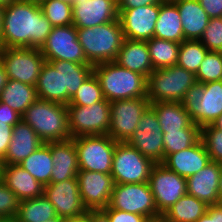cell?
Masks as SVG:
<instances>
[{"mask_svg": "<svg viewBox=\"0 0 222 222\" xmlns=\"http://www.w3.org/2000/svg\"><path fill=\"white\" fill-rule=\"evenodd\" d=\"M208 205L194 196L185 194L163 215L170 222H196L207 211Z\"/></svg>", "mask_w": 222, "mask_h": 222, "instance_id": "cell-34", "label": "cell"}, {"mask_svg": "<svg viewBox=\"0 0 222 222\" xmlns=\"http://www.w3.org/2000/svg\"><path fill=\"white\" fill-rule=\"evenodd\" d=\"M38 99L35 86L8 79L0 93V101L21 116Z\"/></svg>", "mask_w": 222, "mask_h": 222, "instance_id": "cell-30", "label": "cell"}, {"mask_svg": "<svg viewBox=\"0 0 222 222\" xmlns=\"http://www.w3.org/2000/svg\"><path fill=\"white\" fill-rule=\"evenodd\" d=\"M199 41L209 50L222 52V17L210 18Z\"/></svg>", "mask_w": 222, "mask_h": 222, "instance_id": "cell-42", "label": "cell"}, {"mask_svg": "<svg viewBox=\"0 0 222 222\" xmlns=\"http://www.w3.org/2000/svg\"><path fill=\"white\" fill-rule=\"evenodd\" d=\"M154 37L182 43L184 39L182 22L177 6L172 2L159 4V16L154 29Z\"/></svg>", "mask_w": 222, "mask_h": 222, "instance_id": "cell-27", "label": "cell"}, {"mask_svg": "<svg viewBox=\"0 0 222 222\" xmlns=\"http://www.w3.org/2000/svg\"><path fill=\"white\" fill-rule=\"evenodd\" d=\"M180 13L184 39L199 40L206 29L209 16L198 0H177L173 2Z\"/></svg>", "mask_w": 222, "mask_h": 222, "instance_id": "cell-26", "label": "cell"}, {"mask_svg": "<svg viewBox=\"0 0 222 222\" xmlns=\"http://www.w3.org/2000/svg\"><path fill=\"white\" fill-rule=\"evenodd\" d=\"M90 222H110L109 217L101 210H89Z\"/></svg>", "mask_w": 222, "mask_h": 222, "instance_id": "cell-50", "label": "cell"}, {"mask_svg": "<svg viewBox=\"0 0 222 222\" xmlns=\"http://www.w3.org/2000/svg\"><path fill=\"white\" fill-rule=\"evenodd\" d=\"M45 222H65V219L60 218V217L57 216V217H55L53 219H50V220H47Z\"/></svg>", "mask_w": 222, "mask_h": 222, "instance_id": "cell-59", "label": "cell"}, {"mask_svg": "<svg viewBox=\"0 0 222 222\" xmlns=\"http://www.w3.org/2000/svg\"><path fill=\"white\" fill-rule=\"evenodd\" d=\"M148 183L159 214H164L187 194L186 178L167 169L162 163L153 166Z\"/></svg>", "mask_w": 222, "mask_h": 222, "instance_id": "cell-13", "label": "cell"}, {"mask_svg": "<svg viewBox=\"0 0 222 222\" xmlns=\"http://www.w3.org/2000/svg\"><path fill=\"white\" fill-rule=\"evenodd\" d=\"M40 7L53 27L73 25L71 3L61 0H44Z\"/></svg>", "mask_w": 222, "mask_h": 222, "instance_id": "cell-39", "label": "cell"}, {"mask_svg": "<svg viewBox=\"0 0 222 222\" xmlns=\"http://www.w3.org/2000/svg\"><path fill=\"white\" fill-rule=\"evenodd\" d=\"M0 179L20 201L43 195L44 186L19 164L1 165Z\"/></svg>", "mask_w": 222, "mask_h": 222, "instance_id": "cell-24", "label": "cell"}, {"mask_svg": "<svg viewBox=\"0 0 222 222\" xmlns=\"http://www.w3.org/2000/svg\"><path fill=\"white\" fill-rule=\"evenodd\" d=\"M209 18L222 17V0H198Z\"/></svg>", "mask_w": 222, "mask_h": 222, "instance_id": "cell-47", "label": "cell"}, {"mask_svg": "<svg viewBox=\"0 0 222 222\" xmlns=\"http://www.w3.org/2000/svg\"><path fill=\"white\" fill-rule=\"evenodd\" d=\"M208 51L199 40H184L180 43L177 65L196 75Z\"/></svg>", "mask_w": 222, "mask_h": 222, "instance_id": "cell-37", "label": "cell"}, {"mask_svg": "<svg viewBox=\"0 0 222 222\" xmlns=\"http://www.w3.org/2000/svg\"><path fill=\"white\" fill-rule=\"evenodd\" d=\"M35 88L38 99L62 104L61 66L45 61Z\"/></svg>", "mask_w": 222, "mask_h": 222, "instance_id": "cell-31", "label": "cell"}, {"mask_svg": "<svg viewBox=\"0 0 222 222\" xmlns=\"http://www.w3.org/2000/svg\"><path fill=\"white\" fill-rule=\"evenodd\" d=\"M114 62L146 78L154 71L146 41L124 39Z\"/></svg>", "mask_w": 222, "mask_h": 222, "instance_id": "cell-25", "label": "cell"}, {"mask_svg": "<svg viewBox=\"0 0 222 222\" xmlns=\"http://www.w3.org/2000/svg\"><path fill=\"white\" fill-rule=\"evenodd\" d=\"M61 1H63V2H67V3H71V4H72L74 0H61Z\"/></svg>", "mask_w": 222, "mask_h": 222, "instance_id": "cell-62", "label": "cell"}, {"mask_svg": "<svg viewBox=\"0 0 222 222\" xmlns=\"http://www.w3.org/2000/svg\"><path fill=\"white\" fill-rule=\"evenodd\" d=\"M93 73L109 102L147 98V78L140 73L121 67L114 61L93 65Z\"/></svg>", "mask_w": 222, "mask_h": 222, "instance_id": "cell-2", "label": "cell"}, {"mask_svg": "<svg viewBox=\"0 0 222 222\" xmlns=\"http://www.w3.org/2000/svg\"><path fill=\"white\" fill-rule=\"evenodd\" d=\"M209 162L210 156L200 139L193 146L168 155L162 164L178 175L188 178L203 169Z\"/></svg>", "mask_w": 222, "mask_h": 222, "instance_id": "cell-21", "label": "cell"}, {"mask_svg": "<svg viewBox=\"0 0 222 222\" xmlns=\"http://www.w3.org/2000/svg\"><path fill=\"white\" fill-rule=\"evenodd\" d=\"M0 222H10V219H2V218H0Z\"/></svg>", "mask_w": 222, "mask_h": 222, "instance_id": "cell-61", "label": "cell"}, {"mask_svg": "<svg viewBox=\"0 0 222 222\" xmlns=\"http://www.w3.org/2000/svg\"><path fill=\"white\" fill-rule=\"evenodd\" d=\"M181 103L200 128L213 124L222 114V80L204 84L196 82L187 90Z\"/></svg>", "mask_w": 222, "mask_h": 222, "instance_id": "cell-6", "label": "cell"}, {"mask_svg": "<svg viewBox=\"0 0 222 222\" xmlns=\"http://www.w3.org/2000/svg\"><path fill=\"white\" fill-rule=\"evenodd\" d=\"M110 103L104 98L91 106H67L71 138L107 135L110 127Z\"/></svg>", "mask_w": 222, "mask_h": 222, "instance_id": "cell-8", "label": "cell"}, {"mask_svg": "<svg viewBox=\"0 0 222 222\" xmlns=\"http://www.w3.org/2000/svg\"><path fill=\"white\" fill-rule=\"evenodd\" d=\"M0 60L4 65L8 79L17 80L35 86L45 63L40 49L36 48H0Z\"/></svg>", "mask_w": 222, "mask_h": 222, "instance_id": "cell-10", "label": "cell"}, {"mask_svg": "<svg viewBox=\"0 0 222 222\" xmlns=\"http://www.w3.org/2000/svg\"><path fill=\"white\" fill-rule=\"evenodd\" d=\"M44 143L70 140L67 106L37 99L22 115Z\"/></svg>", "mask_w": 222, "mask_h": 222, "instance_id": "cell-3", "label": "cell"}, {"mask_svg": "<svg viewBox=\"0 0 222 222\" xmlns=\"http://www.w3.org/2000/svg\"><path fill=\"white\" fill-rule=\"evenodd\" d=\"M218 196H219L220 204H222V167H221L219 186H218Z\"/></svg>", "mask_w": 222, "mask_h": 222, "instance_id": "cell-54", "label": "cell"}, {"mask_svg": "<svg viewBox=\"0 0 222 222\" xmlns=\"http://www.w3.org/2000/svg\"><path fill=\"white\" fill-rule=\"evenodd\" d=\"M7 81H8V76L6 74L3 63L0 60V93L7 84Z\"/></svg>", "mask_w": 222, "mask_h": 222, "instance_id": "cell-51", "label": "cell"}, {"mask_svg": "<svg viewBox=\"0 0 222 222\" xmlns=\"http://www.w3.org/2000/svg\"><path fill=\"white\" fill-rule=\"evenodd\" d=\"M3 7L0 6V48H1V32H2V19H3Z\"/></svg>", "mask_w": 222, "mask_h": 222, "instance_id": "cell-57", "label": "cell"}, {"mask_svg": "<svg viewBox=\"0 0 222 222\" xmlns=\"http://www.w3.org/2000/svg\"><path fill=\"white\" fill-rule=\"evenodd\" d=\"M196 82L195 74L178 65L155 69L147 78V98L150 103H181Z\"/></svg>", "mask_w": 222, "mask_h": 222, "instance_id": "cell-5", "label": "cell"}, {"mask_svg": "<svg viewBox=\"0 0 222 222\" xmlns=\"http://www.w3.org/2000/svg\"><path fill=\"white\" fill-rule=\"evenodd\" d=\"M19 165L27 170L41 185H48L53 169L50 142L43 143L38 149L21 161Z\"/></svg>", "mask_w": 222, "mask_h": 222, "instance_id": "cell-32", "label": "cell"}, {"mask_svg": "<svg viewBox=\"0 0 222 222\" xmlns=\"http://www.w3.org/2000/svg\"><path fill=\"white\" fill-rule=\"evenodd\" d=\"M53 169L50 183L65 181L77 176L79 171L77 151L72 139L50 142Z\"/></svg>", "mask_w": 222, "mask_h": 222, "instance_id": "cell-23", "label": "cell"}, {"mask_svg": "<svg viewBox=\"0 0 222 222\" xmlns=\"http://www.w3.org/2000/svg\"><path fill=\"white\" fill-rule=\"evenodd\" d=\"M21 119L22 116L20 114L11 109L7 104L0 101V121L14 127Z\"/></svg>", "mask_w": 222, "mask_h": 222, "instance_id": "cell-46", "label": "cell"}, {"mask_svg": "<svg viewBox=\"0 0 222 222\" xmlns=\"http://www.w3.org/2000/svg\"><path fill=\"white\" fill-rule=\"evenodd\" d=\"M40 50L47 62L64 60L90 64L78 42V32L74 25L53 27Z\"/></svg>", "mask_w": 222, "mask_h": 222, "instance_id": "cell-14", "label": "cell"}, {"mask_svg": "<svg viewBox=\"0 0 222 222\" xmlns=\"http://www.w3.org/2000/svg\"><path fill=\"white\" fill-rule=\"evenodd\" d=\"M108 207L147 218L160 215L148 182L114 184Z\"/></svg>", "mask_w": 222, "mask_h": 222, "instance_id": "cell-11", "label": "cell"}, {"mask_svg": "<svg viewBox=\"0 0 222 222\" xmlns=\"http://www.w3.org/2000/svg\"><path fill=\"white\" fill-rule=\"evenodd\" d=\"M77 151L79 170L111 174L117 142L107 135L72 138Z\"/></svg>", "mask_w": 222, "mask_h": 222, "instance_id": "cell-9", "label": "cell"}, {"mask_svg": "<svg viewBox=\"0 0 222 222\" xmlns=\"http://www.w3.org/2000/svg\"><path fill=\"white\" fill-rule=\"evenodd\" d=\"M222 164L211 161L196 174L186 178L187 194L204 201L207 205L220 204L218 186Z\"/></svg>", "mask_w": 222, "mask_h": 222, "instance_id": "cell-20", "label": "cell"}, {"mask_svg": "<svg viewBox=\"0 0 222 222\" xmlns=\"http://www.w3.org/2000/svg\"><path fill=\"white\" fill-rule=\"evenodd\" d=\"M16 0H0V6L3 8L9 6L11 3L15 2Z\"/></svg>", "mask_w": 222, "mask_h": 222, "instance_id": "cell-56", "label": "cell"}, {"mask_svg": "<svg viewBox=\"0 0 222 222\" xmlns=\"http://www.w3.org/2000/svg\"><path fill=\"white\" fill-rule=\"evenodd\" d=\"M101 210L109 217L110 222H145L147 219L143 215L120 211L108 206Z\"/></svg>", "mask_w": 222, "mask_h": 222, "instance_id": "cell-44", "label": "cell"}, {"mask_svg": "<svg viewBox=\"0 0 222 222\" xmlns=\"http://www.w3.org/2000/svg\"><path fill=\"white\" fill-rule=\"evenodd\" d=\"M125 39L148 41L154 37V29L159 16V4H151L133 9H118Z\"/></svg>", "mask_w": 222, "mask_h": 222, "instance_id": "cell-17", "label": "cell"}, {"mask_svg": "<svg viewBox=\"0 0 222 222\" xmlns=\"http://www.w3.org/2000/svg\"><path fill=\"white\" fill-rule=\"evenodd\" d=\"M196 222H222V204L208 205L206 213Z\"/></svg>", "mask_w": 222, "mask_h": 222, "instance_id": "cell-48", "label": "cell"}, {"mask_svg": "<svg viewBox=\"0 0 222 222\" xmlns=\"http://www.w3.org/2000/svg\"><path fill=\"white\" fill-rule=\"evenodd\" d=\"M161 2H175V1H177V0H160Z\"/></svg>", "mask_w": 222, "mask_h": 222, "instance_id": "cell-60", "label": "cell"}, {"mask_svg": "<svg viewBox=\"0 0 222 222\" xmlns=\"http://www.w3.org/2000/svg\"><path fill=\"white\" fill-rule=\"evenodd\" d=\"M164 159L175 152L187 149L201 139V128L192 123L181 131L163 133Z\"/></svg>", "mask_w": 222, "mask_h": 222, "instance_id": "cell-36", "label": "cell"}, {"mask_svg": "<svg viewBox=\"0 0 222 222\" xmlns=\"http://www.w3.org/2000/svg\"><path fill=\"white\" fill-rule=\"evenodd\" d=\"M145 222H170V221L163 214H160L158 216L147 218Z\"/></svg>", "mask_w": 222, "mask_h": 222, "instance_id": "cell-53", "label": "cell"}, {"mask_svg": "<svg viewBox=\"0 0 222 222\" xmlns=\"http://www.w3.org/2000/svg\"><path fill=\"white\" fill-rule=\"evenodd\" d=\"M146 43L154 70L177 65L180 43L155 37Z\"/></svg>", "mask_w": 222, "mask_h": 222, "instance_id": "cell-35", "label": "cell"}, {"mask_svg": "<svg viewBox=\"0 0 222 222\" xmlns=\"http://www.w3.org/2000/svg\"><path fill=\"white\" fill-rule=\"evenodd\" d=\"M43 194L53 204L56 215L63 219L75 218L87 213L78 187L77 177L49 183Z\"/></svg>", "mask_w": 222, "mask_h": 222, "instance_id": "cell-16", "label": "cell"}, {"mask_svg": "<svg viewBox=\"0 0 222 222\" xmlns=\"http://www.w3.org/2000/svg\"><path fill=\"white\" fill-rule=\"evenodd\" d=\"M104 99L101 86L92 72L81 84L67 106H91Z\"/></svg>", "mask_w": 222, "mask_h": 222, "instance_id": "cell-38", "label": "cell"}, {"mask_svg": "<svg viewBox=\"0 0 222 222\" xmlns=\"http://www.w3.org/2000/svg\"><path fill=\"white\" fill-rule=\"evenodd\" d=\"M149 106L148 98L112 101L108 135L116 142H127L137 130L139 120Z\"/></svg>", "mask_w": 222, "mask_h": 222, "instance_id": "cell-12", "label": "cell"}, {"mask_svg": "<svg viewBox=\"0 0 222 222\" xmlns=\"http://www.w3.org/2000/svg\"><path fill=\"white\" fill-rule=\"evenodd\" d=\"M201 139L211 161L222 162V131L212 124L201 128Z\"/></svg>", "mask_w": 222, "mask_h": 222, "instance_id": "cell-41", "label": "cell"}, {"mask_svg": "<svg viewBox=\"0 0 222 222\" xmlns=\"http://www.w3.org/2000/svg\"><path fill=\"white\" fill-rule=\"evenodd\" d=\"M18 2L34 3L40 5L44 0H16Z\"/></svg>", "mask_w": 222, "mask_h": 222, "instance_id": "cell-58", "label": "cell"}, {"mask_svg": "<svg viewBox=\"0 0 222 222\" xmlns=\"http://www.w3.org/2000/svg\"><path fill=\"white\" fill-rule=\"evenodd\" d=\"M44 142L22 119L12 129V139L1 165H18Z\"/></svg>", "mask_w": 222, "mask_h": 222, "instance_id": "cell-22", "label": "cell"}, {"mask_svg": "<svg viewBox=\"0 0 222 222\" xmlns=\"http://www.w3.org/2000/svg\"><path fill=\"white\" fill-rule=\"evenodd\" d=\"M155 164L127 142H117L111 168L114 184L148 182Z\"/></svg>", "mask_w": 222, "mask_h": 222, "instance_id": "cell-7", "label": "cell"}, {"mask_svg": "<svg viewBox=\"0 0 222 222\" xmlns=\"http://www.w3.org/2000/svg\"><path fill=\"white\" fill-rule=\"evenodd\" d=\"M215 128L222 131V114L212 124Z\"/></svg>", "mask_w": 222, "mask_h": 222, "instance_id": "cell-55", "label": "cell"}, {"mask_svg": "<svg viewBox=\"0 0 222 222\" xmlns=\"http://www.w3.org/2000/svg\"><path fill=\"white\" fill-rule=\"evenodd\" d=\"M13 127L0 121V162H2L4 156L7 153L9 144L12 139Z\"/></svg>", "mask_w": 222, "mask_h": 222, "instance_id": "cell-45", "label": "cell"}, {"mask_svg": "<svg viewBox=\"0 0 222 222\" xmlns=\"http://www.w3.org/2000/svg\"><path fill=\"white\" fill-rule=\"evenodd\" d=\"M198 83L222 80V52L208 51L196 74Z\"/></svg>", "mask_w": 222, "mask_h": 222, "instance_id": "cell-40", "label": "cell"}, {"mask_svg": "<svg viewBox=\"0 0 222 222\" xmlns=\"http://www.w3.org/2000/svg\"><path fill=\"white\" fill-rule=\"evenodd\" d=\"M19 205V198L0 179V218L14 219Z\"/></svg>", "mask_w": 222, "mask_h": 222, "instance_id": "cell-43", "label": "cell"}, {"mask_svg": "<svg viewBox=\"0 0 222 222\" xmlns=\"http://www.w3.org/2000/svg\"><path fill=\"white\" fill-rule=\"evenodd\" d=\"M53 66H61L62 104L68 105L81 84L93 72V65L70 61H49Z\"/></svg>", "mask_w": 222, "mask_h": 222, "instance_id": "cell-28", "label": "cell"}, {"mask_svg": "<svg viewBox=\"0 0 222 222\" xmlns=\"http://www.w3.org/2000/svg\"><path fill=\"white\" fill-rule=\"evenodd\" d=\"M52 29L40 5L15 1L3 9L1 48L41 49Z\"/></svg>", "mask_w": 222, "mask_h": 222, "instance_id": "cell-1", "label": "cell"}, {"mask_svg": "<svg viewBox=\"0 0 222 222\" xmlns=\"http://www.w3.org/2000/svg\"><path fill=\"white\" fill-rule=\"evenodd\" d=\"M73 25L88 28L118 20L117 0H74Z\"/></svg>", "mask_w": 222, "mask_h": 222, "instance_id": "cell-19", "label": "cell"}, {"mask_svg": "<svg viewBox=\"0 0 222 222\" xmlns=\"http://www.w3.org/2000/svg\"><path fill=\"white\" fill-rule=\"evenodd\" d=\"M163 140V133L157 115L149 106L139 120L137 130L127 143L137 149L144 157L157 164L164 160Z\"/></svg>", "mask_w": 222, "mask_h": 222, "instance_id": "cell-15", "label": "cell"}, {"mask_svg": "<svg viewBox=\"0 0 222 222\" xmlns=\"http://www.w3.org/2000/svg\"><path fill=\"white\" fill-rule=\"evenodd\" d=\"M10 222H17L15 219H10Z\"/></svg>", "mask_w": 222, "mask_h": 222, "instance_id": "cell-63", "label": "cell"}, {"mask_svg": "<svg viewBox=\"0 0 222 222\" xmlns=\"http://www.w3.org/2000/svg\"><path fill=\"white\" fill-rule=\"evenodd\" d=\"M77 32L78 42L91 65L114 61L125 39L119 19L98 26L77 28Z\"/></svg>", "mask_w": 222, "mask_h": 222, "instance_id": "cell-4", "label": "cell"}, {"mask_svg": "<svg viewBox=\"0 0 222 222\" xmlns=\"http://www.w3.org/2000/svg\"><path fill=\"white\" fill-rule=\"evenodd\" d=\"M78 187L87 210H99L108 206L114 187L111 174L79 170Z\"/></svg>", "mask_w": 222, "mask_h": 222, "instance_id": "cell-18", "label": "cell"}, {"mask_svg": "<svg viewBox=\"0 0 222 222\" xmlns=\"http://www.w3.org/2000/svg\"><path fill=\"white\" fill-rule=\"evenodd\" d=\"M65 222H90L89 210L82 216L65 219Z\"/></svg>", "mask_w": 222, "mask_h": 222, "instance_id": "cell-52", "label": "cell"}, {"mask_svg": "<svg viewBox=\"0 0 222 222\" xmlns=\"http://www.w3.org/2000/svg\"><path fill=\"white\" fill-rule=\"evenodd\" d=\"M57 217L53 204L42 196L20 201L15 216L17 222H45Z\"/></svg>", "mask_w": 222, "mask_h": 222, "instance_id": "cell-33", "label": "cell"}, {"mask_svg": "<svg viewBox=\"0 0 222 222\" xmlns=\"http://www.w3.org/2000/svg\"><path fill=\"white\" fill-rule=\"evenodd\" d=\"M118 9H133L151 4H160V0H117Z\"/></svg>", "mask_w": 222, "mask_h": 222, "instance_id": "cell-49", "label": "cell"}, {"mask_svg": "<svg viewBox=\"0 0 222 222\" xmlns=\"http://www.w3.org/2000/svg\"><path fill=\"white\" fill-rule=\"evenodd\" d=\"M150 107L155 111L162 133L181 131L189 127L193 121L179 102H154Z\"/></svg>", "mask_w": 222, "mask_h": 222, "instance_id": "cell-29", "label": "cell"}]
</instances>
